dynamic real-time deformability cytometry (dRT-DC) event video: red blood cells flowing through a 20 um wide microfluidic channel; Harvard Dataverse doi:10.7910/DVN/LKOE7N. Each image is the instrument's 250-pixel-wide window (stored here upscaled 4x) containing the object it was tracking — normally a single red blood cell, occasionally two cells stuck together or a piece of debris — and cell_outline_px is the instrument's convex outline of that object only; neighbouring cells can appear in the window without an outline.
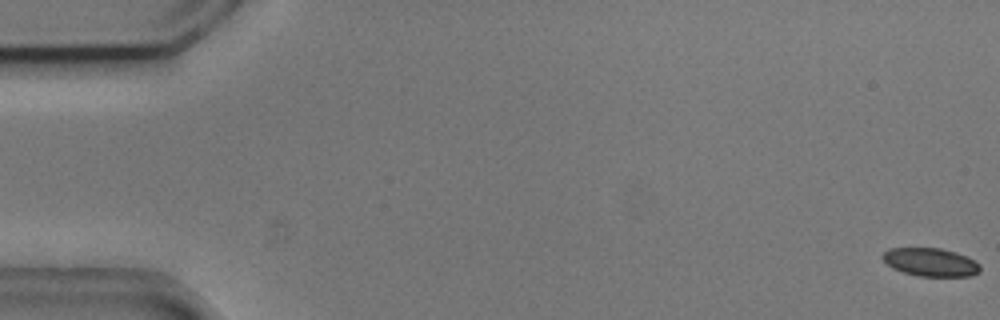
{"species": "common noctule bat (a hibernating species)", "species_latin": "Nyctalus noctula", "temperature_condition": "cold", "stored_images_in_passage": 55, "camera_frame_rate_fps": 3000, "um_per_image_px": 0.085, "animal": {"sex": "male", "body_mass_g": 20.5, "forearm_length_mm": 52.5}, "frame": {"image": 1, "passage_image": 1, "time_ms": 0.0, "image_size_px": [1000, 320], "cell_outline_px": [[980, 272], [972, 276], [920, 276], [904, 272], [892, 268], [880, 256], [888, 248], [940, 248], [956, 252], [968, 256], [976, 260], [980, 264]], "centroid_in_image_um": [79.13, 22.28], "position_along_channel_um": 5.9, "area_um2": 16.18}}
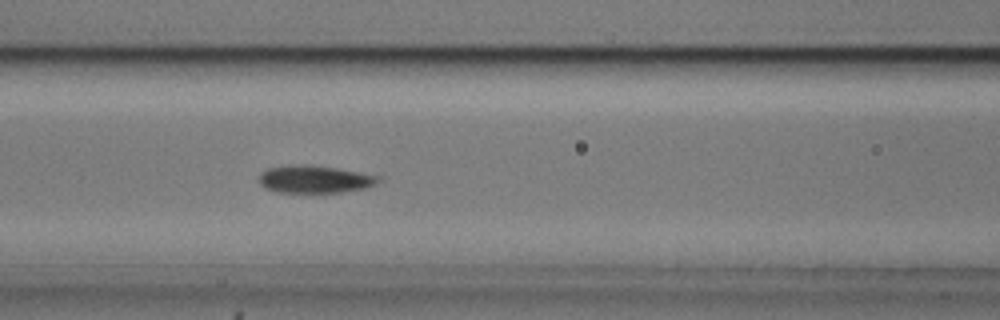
{"frame": {"image": 2, "passage_image": 24, "time_ms": 7.667, "image_size_px": [1000, 320], "cell_outline_px": [[384, 176], [376, 184], [364, 188], [340, 192], [280, 192], [264, 188], [260, 184], [260, 172], [268, 168], [288, 164], [304, 164], [336, 168]], "centroid_in_image_um": [26.76, 15.22], "position_along_channel_um": 139.8, "area_um2": 19.25}}
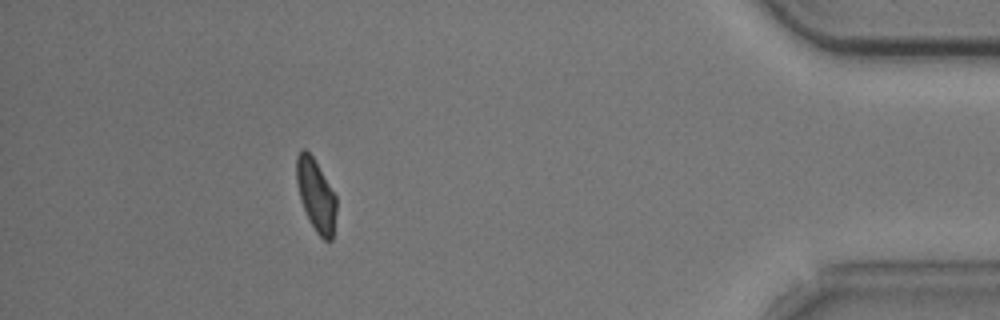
{"frame": {"image": 3, "passage_image": 50, "time_ms": 16.333, "image_size_px": [1000, 320], "cell_outline_px": [[336, 212], [332, 240], [324, 240], [316, 232], [300, 200], [296, 180], [296, 156], [300, 148], [304, 148], [312, 156], [336, 196]], "centroid_in_image_um": [26.84, 16.57], "position_along_channel_um": 408.4, "area_um2": 16.53}, "authors_computed_cell_mechanics": {"area_um2": 18.3804, "velocity_mm_per_s": 3.7077, "shape_relaxation_time_tau1_ms": 3.1577, "shape_relaxation_time_tau2_ms": 3.0777, "deformation_change_tau1": 0.1205, "deformation_change_tau2": 0.0853}}